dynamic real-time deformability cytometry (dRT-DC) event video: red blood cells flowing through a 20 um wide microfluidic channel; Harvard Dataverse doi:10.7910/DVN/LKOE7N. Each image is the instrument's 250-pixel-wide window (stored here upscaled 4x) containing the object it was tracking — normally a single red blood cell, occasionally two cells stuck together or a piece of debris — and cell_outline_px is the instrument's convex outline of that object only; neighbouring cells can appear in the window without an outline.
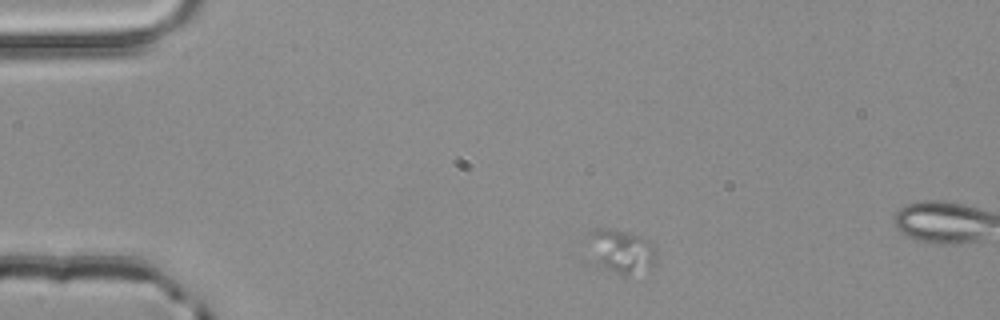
{"species": "common noctule bat (a hibernating species)", "species_latin": "Nyctalus noctula", "temperature_condition": "room temperature", "stored_images_in_passage": 4, "camera_frame_rate_fps": 3000, "um_per_image_px": 0.085, "animal": {"sex": "male", "body_mass_g": 20.4}, "frame": {"image": 1, "passage_image": 4, "time_ms": 1.0, "image_size_px": [1000, 320], "cell_outline_px": [[656, 264], [624, 276], [620, 276], [604, 268], [596, 260], [588, 232], [596, 228], [608, 228], [640, 236], [648, 240], [652, 244], [656, 260]], "centroid_in_image_um": [52.83, 21.34], "position_along_channel_um": 32.2, "area_um2": 16.59}}